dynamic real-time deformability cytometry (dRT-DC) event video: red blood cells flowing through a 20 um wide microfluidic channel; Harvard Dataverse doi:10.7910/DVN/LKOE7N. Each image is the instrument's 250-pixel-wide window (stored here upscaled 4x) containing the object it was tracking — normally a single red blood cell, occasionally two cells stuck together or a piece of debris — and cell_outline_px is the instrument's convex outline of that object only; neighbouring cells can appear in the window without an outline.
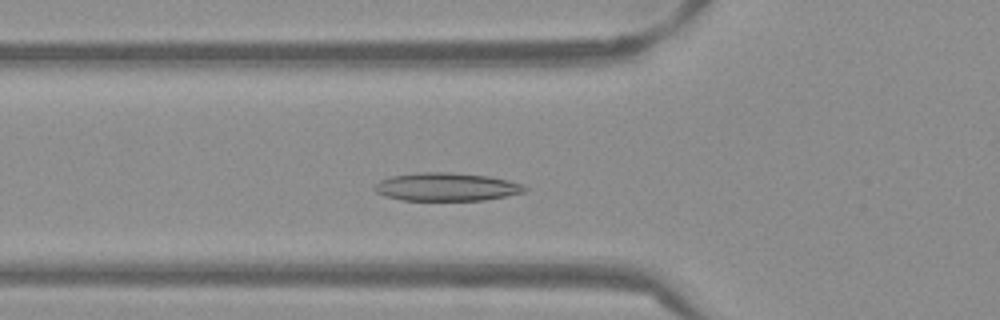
{"species": "Egyptian fruit bat (a non-hibernating species)", "species_latin": "Rousettus aegyptiacus", "temperature_condition": "warm", "stored_images_in_passage": 41, "camera_frame_rate_fps": 3000, "um_per_image_px": 0.085, "frame": {"image": 1, "passage_image": 7, "time_ms": 2.0, "image_size_px": [1000, 320], "cell_outline_px": [[528, 188], [524, 192], [484, 200], [400, 200], [384, 196], [376, 192], [372, 188], [372, 184], [380, 180], [392, 176], [424, 172], [448, 172], [488, 176], [508, 180], [524, 184]], "centroid_in_image_um": [37.91, 15.88], "position_along_channel_um": 87.9, "area_um2": 24.68}}
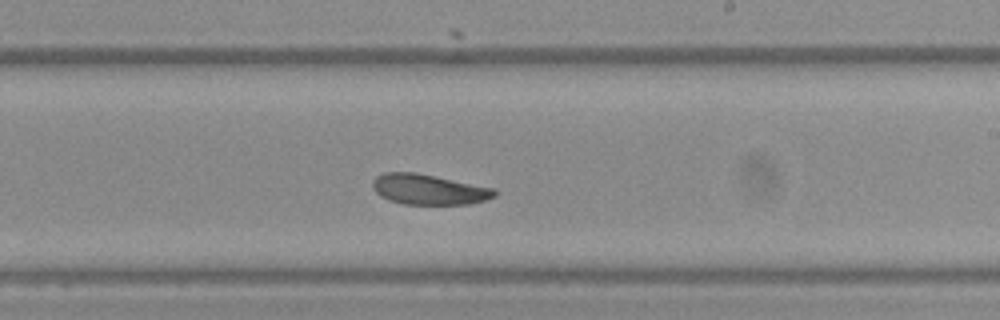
{"frame": {"image": 2, "passage_image": 20, "time_ms": 6.333, "image_size_px": [1000, 320], "cell_outline_px": [[496, 196], [484, 200], [468, 204], [400, 204], [388, 200], [380, 196], [372, 188], [372, 180], [376, 176], [384, 172], [416, 172], [496, 188]], "centroid_in_image_um": [36.42, 16.09], "position_along_channel_um": 252.6, "area_um2": 21.79}}
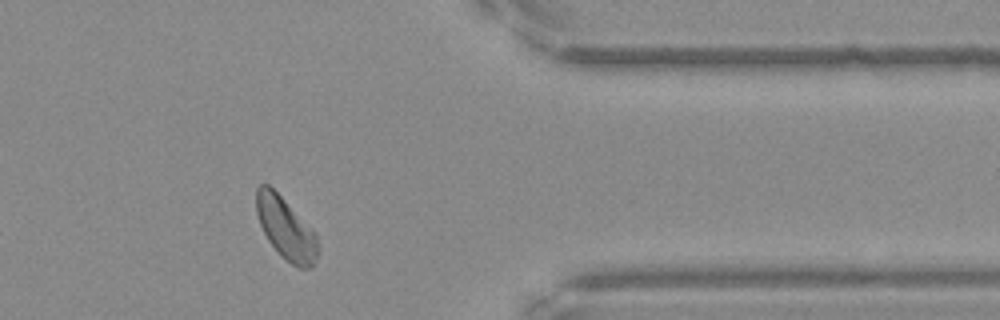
{"frame": {"image": 3, "passage_image": 32, "time_ms": 10.333, "image_size_px": [1000, 320], "cell_outline_px": [[320, 248], [312, 264], [308, 268], [300, 268], [292, 264], [280, 256], [268, 240], [260, 224], [256, 212], [256, 188], [260, 184], [268, 184], [316, 232]], "centroid_in_image_um": [24.3, 19.42], "position_along_channel_um": 387.1, "area_um2": 22.02}, "authors_computed_cell_mechanics": {"area_um2": 22.7154, "velocity_mm_per_s": 3.7954, "shape_relaxation_time_tau1_ms": 3.4476, "shape_relaxation_time_tau2_ms": 3.9321, "deformation_change_tau1": 0.1062, "deformation_change_tau2": 0.0496}}